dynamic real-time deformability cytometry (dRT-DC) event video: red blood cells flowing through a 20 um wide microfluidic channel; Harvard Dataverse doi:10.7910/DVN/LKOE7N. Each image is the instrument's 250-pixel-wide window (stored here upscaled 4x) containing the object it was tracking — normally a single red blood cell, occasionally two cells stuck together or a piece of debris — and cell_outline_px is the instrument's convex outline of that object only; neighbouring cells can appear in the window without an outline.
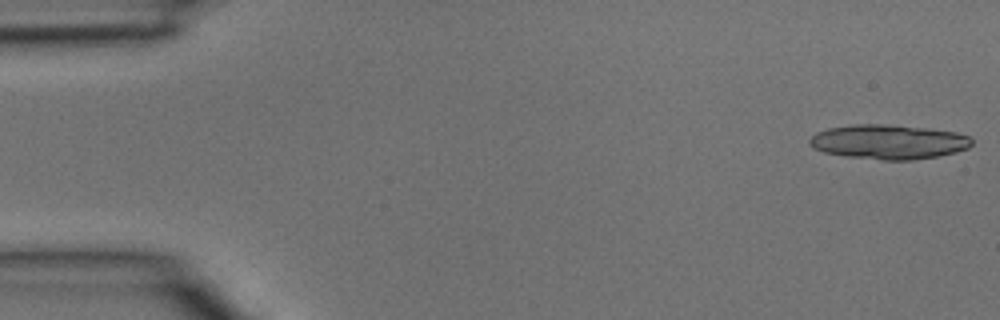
{"species": "common noctule bat (a hibernating species)", "species_latin": "Nyctalus noctula", "temperature_condition": "room temperature", "stored_images_in_passage": 14, "camera_frame_rate_fps": 3000, "um_per_image_px": 0.085, "animal": {"sex": "male", "body_mass_g": 15.6}, "frame": {"image": 1, "passage_image": 1, "time_ms": 0.0, "image_size_px": [1000, 320], "cell_outline_px": [[972, 144], [968, 148], [956, 152], [936, 156], [912, 160], [884, 160], [848, 156], [824, 152], [812, 148], [808, 144], [808, 140], [816, 132], [828, 128], [852, 124], [880, 124], [924, 128], [956, 132], [968, 136], [972, 140]], "centroid_in_image_um": [75.49, 12.06], "position_along_channel_um": 9.5, "area_um2": 32.48}}
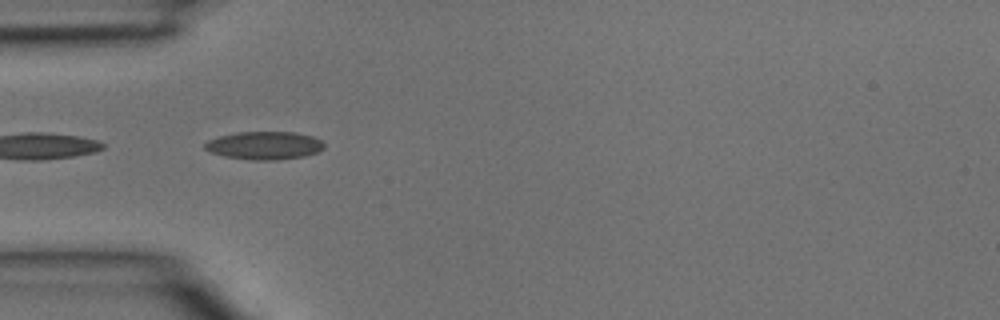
{"frame": {"image": 2, "passage_image": 12, "time_ms": 3.667, "image_size_px": [1000, 320], "cell_outline_px": [[324, 148], [316, 152], [304, 156], [276, 160], [252, 160], [224, 156], [212, 152], [204, 148], [204, 144], [208, 140], [220, 136], [236, 132], [296, 132], [312, 136], [320, 140], [324, 144]], "centroid_in_image_um": [22.47, 12.36], "position_along_channel_um": 62.5, "area_um2": 19.36}}